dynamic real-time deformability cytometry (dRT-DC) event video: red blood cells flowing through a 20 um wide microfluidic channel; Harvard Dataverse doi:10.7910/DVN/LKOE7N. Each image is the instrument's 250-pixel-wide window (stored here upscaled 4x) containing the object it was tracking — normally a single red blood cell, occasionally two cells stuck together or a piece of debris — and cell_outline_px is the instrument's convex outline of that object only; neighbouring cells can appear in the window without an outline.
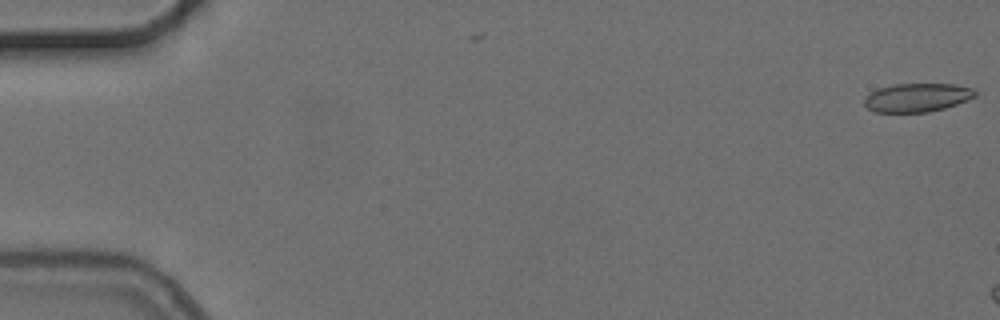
{"species": "common noctule bat (a hibernating species)", "species_latin": "Nyctalus noctula", "temperature_condition": "cold", "stored_images_in_passage": 2, "camera_frame_rate_fps": 3000, "um_per_image_px": 0.085, "animal": {"sex": "female", "body_mass_g": 24.6, "forearm_length_mm": 56.2}, "frame": {"image": 1, "passage_image": 2, "time_ms": 0.333, "image_size_px": [1000, 320], "cell_outline_px": [[976, 96], [956, 104], [944, 108], [928, 112], [876, 112], [868, 108], [864, 104], [864, 100], [868, 92], [876, 88], [896, 84], [956, 84], [972, 88], [976, 92]], "centroid_in_image_um": [77.92, 8.28], "position_along_channel_um": 7.1, "area_um2": 18.5}}